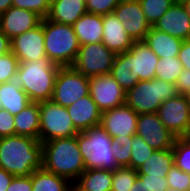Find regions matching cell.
<instances>
[{"label":"cell","instance_id":"6da1fadb","mask_svg":"<svg viewBox=\"0 0 190 191\" xmlns=\"http://www.w3.org/2000/svg\"><path fill=\"white\" fill-rule=\"evenodd\" d=\"M0 168L14 177L30 176L42 168V143L20 135L0 138Z\"/></svg>","mask_w":190,"mask_h":191},{"label":"cell","instance_id":"7a4b0ae2","mask_svg":"<svg viewBox=\"0 0 190 191\" xmlns=\"http://www.w3.org/2000/svg\"><path fill=\"white\" fill-rule=\"evenodd\" d=\"M42 168L73 184L86 170L77 135L42 142Z\"/></svg>","mask_w":190,"mask_h":191},{"label":"cell","instance_id":"3957f363","mask_svg":"<svg viewBox=\"0 0 190 191\" xmlns=\"http://www.w3.org/2000/svg\"><path fill=\"white\" fill-rule=\"evenodd\" d=\"M60 67L48 58L21 62L14 80L27 93L31 102L50 101Z\"/></svg>","mask_w":190,"mask_h":191},{"label":"cell","instance_id":"277c9868","mask_svg":"<svg viewBox=\"0 0 190 191\" xmlns=\"http://www.w3.org/2000/svg\"><path fill=\"white\" fill-rule=\"evenodd\" d=\"M77 143L86 170L104 169L114 171L120 167L112 152V137L101 125L79 132Z\"/></svg>","mask_w":190,"mask_h":191},{"label":"cell","instance_id":"5b68a950","mask_svg":"<svg viewBox=\"0 0 190 191\" xmlns=\"http://www.w3.org/2000/svg\"><path fill=\"white\" fill-rule=\"evenodd\" d=\"M46 57L61 67L72 66L80 48L72 25L43 19Z\"/></svg>","mask_w":190,"mask_h":191},{"label":"cell","instance_id":"8992f818","mask_svg":"<svg viewBox=\"0 0 190 191\" xmlns=\"http://www.w3.org/2000/svg\"><path fill=\"white\" fill-rule=\"evenodd\" d=\"M178 95L176 84L160 79L140 80L126 93V104L137 114L157 113L160 105Z\"/></svg>","mask_w":190,"mask_h":191},{"label":"cell","instance_id":"52a82bcc","mask_svg":"<svg viewBox=\"0 0 190 191\" xmlns=\"http://www.w3.org/2000/svg\"><path fill=\"white\" fill-rule=\"evenodd\" d=\"M39 109V140L41 143L51 139L76 136L79 133L73 125V121L66 107L50 100L39 102Z\"/></svg>","mask_w":190,"mask_h":191},{"label":"cell","instance_id":"ba28073f","mask_svg":"<svg viewBox=\"0 0 190 191\" xmlns=\"http://www.w3.org/2000/svg\"><path fill=\"white\" fill-rule=\"evenodd\" d=\"M87 95H89V77L72 66L60 67L51 101L67 108Z\"/></svg>","mask_w":190,"mask_h":191},{"label":"cell","instance_id":"9c48e42d","mask_svg":"<svg viewBox=\"0 0 190 191\" xmlns=\"http://www.w3.org/2000/svg\"><path fill=\"white\" fill-rule=\"evenodd\" d=\"M115 56L102 42L81 45L72 67L86 77L110 74Z\"/></svg>","mask_w":190,"mask_h":191},{"label":"cell","instance_id":"30bf717a","mask_svg":"<svg viewBox=\"0 0 190 191\" xmlns=\"http://www.w3.org/2000/svg\"><path fill=\"white\" fill-rule=\"evenodd\" d=\"M157 114L165 127L177 138L186 137L190 130V97L178 94L164 101Z\"/></svg>","mask_w":190,"mask_h":191},{"label":"cell","instance_id":"8fae6325","mask_svg":"<svg viewBox=\"0 0 190 191\" xmlns=\"http://www.w3.org/2000/svg\"><path fill=\"white\" fill-rule=\"evenodd\" d=\"M89 94L101 112L126 102V92L111 74L89 77Z\"/></svg>","mask_w":190,"mask_h":191},{"label":"cell","instance_id":"7c38bea8","mask_svg":"<svg viewBox=\"0 0 190 191\" xmlns=\"http://www.w3.org/2000/svg\"><path fill=\"white\" fill-rule=\"evenodd\" d=\"M136 134L153 149H172L175 137L160 120L157 113L138 114Z\"/></svg>","mask_w":190,"mask_h":191},{"label":"cell","instance_id":"4fadbf2b","mask_svg":"<svg viewBox=\"0 0 190 191\" xmlns=\"http://www.w3.org/2000/svg\"><path fill=\"white\" fill-rule=\"evenodd\" d=\"M133 41H144L151 29L139 0H121L113 11Z\"/></svg>","mask_w":190,"mask_h":191},{"label":"cell","instance_id":"5bb4252c","mask_svg":"<svg viewBox=\"0 0 190 191\" xmlns=\"http://www.w3.org/2000/svg\"><path fill=\"white\" fill-rule=\"evenodd\" d=\"M11 52L20 63L47 58L43 33V19L37 27L15 36L11 40Z\"/></svg>","mask_w":190,"mask_h":191},{"label":"cell","instance_id":"9a60e30c","mask_svg":"<svg viewBox=\"0 0 190 191\" xmlns=\"http://www.w3.org/2000/svg\"><path fill=\"white\" fill-rule=\"evenodd\" d=\"M138 114L126 103L102 112L100 125L113 138L136 134Z\"/></svg>","mask_w":190,"mask_h":191},{"label":"cell","instance_id":"2e32d148","mask_svg":"<svg viewBox=\"0 0 190 191\" xmlns=\"http://www.w3.org/2000/svg\"><path fill=\"white\" fill-rule=\"evenodd\" d=\"M41 20L35 12L12 6L0 14V30L12 40L15 36L37 27Z\"/></svg>","mask_w":190,"mask_h":191},{"label":"cell","instance_id":"e0dca14e","mask_svg":"<svg viewBox=\"0 0 190 191\" xmlns=\"http://www.w3.org/2000/svg\"><path fill=\"white\" fill-rule=\"evenodd\" d=\"M152 27L183 41L190 40V16L182 3L174 2Z\"/></svg>","mask_w":190,"mask_h":191},{"label":"cell","instance_id":"ac0fdd59","mask_svg":"<svg viewBox=\"0 0 190 191\" xmlns=\"http://www.w3.org/2000/svg\"><path fill=\"white\" fill-rule=\"evenodd\" d=\"M103 36L102 43L115 54L128 51L134 41L126 33L123 23L120 22L114 13L102 16Z\"/></svg>","mask_w":190,"mask_h":191},{"label":"cell","instance_id":"d6986e66","mask_svg":"<svg viewBox=\"0 0 190 191\" xmlns=\"http://www.w3.org/2000/svg\"><path fill=\"white\" fill-rule=\"evenodd\" d=\"M75 128L81 132L93 126L100 125L102 112L91 98L90 94L75 101L67 107Z\"/></svg>","mask_w":190,"mask_h":191},{"label":"cell","instance_id":"ffe728a7","mask_svg":"<svg viewBox=\"0 0 190 191\" xmlns=\"http://www.w3.org/2000/svg\"><path fill=\"white\" fill-rule=\"evenodd\" d=\"M129 51L133 54L134 79H154L160 58L153 50L144 41H134Z\"/></svg>","mask_w":190,"mask_h":191},{"label":"cell","instance_id":"44dd1931","mask_svg":"<svg viewBox=\"0 0 190 191\" xmlns=\"http://www.w3.org/2000/svg\"><path fill=\"white\" fill-rule=\"evenodd\" d=\"M86 13L85 0H51L46 18L57 23L73 25Z\"/></svg>","mask_w":190,"mask_h":191},{"label":"cell","instance_id":"7402d4cb","mask_svg":"<svg viewBox=\"0 0 190 191\" xmlns=\"http://www.w3.org/2000/svg\"><path fill=\"white\" fill-rule=\"evenodd\" d=\"M144 42L159 58H172L178 56L183 40L151 27Z\"/></svg>","mask_w":190,"mask_h":191},{"label":"cell","instance_id":"603a6c76","mask_svg":"<svg viewBox=\"0 0 190 191\" xmlns=\"http://www.w3.org/2000/svg\"><path fill=\"white\" fill-rule=\"evenodd\" d=\"M72 27L80 46L102 42L103 21L101 15L86 13L82 15Z\"/></svg>","mask_w":190,"mask_h":191},{"label":"cell","instance_id":"cb8c5ba5","mask_svg":"<svg viewBox=\"0 0 190 191\" xmlns=\"http://www.w3.org/2000/svg\"><path fill=\"white\" fill-rule=\"evenodd\" d=\"M16 135L39 140L40 109L39 102L29 103L21 112L14 116Z\"/></svg>","mask_w":190,"mask_h":191},{"label":"cell","instance_id":"d4e9b609","mask_svg":"<svg viewBox=\"0 0 190 191\" xmlns=\"http://www.w3.org/2000/svg\"><path fill=\"white\" fill-rule=\"evenodd\" d=\"M0 100L2 109L9 111L13 116L31 103L27 93L15 80L0 83Z\"/></svg>","mask_w":190,"mask_h":191},{"label":"cell","instance_id":"484cf974","mask_svg":"<svg viewBox=\"0 0 190 191\" xmlns=\"http://www.w3.org/2000/svg\"><path fill=\"white\" fill-rule=\"evenodd\" d=\"M112 171L104 169L85 170L72 184L77 191H111Z\"/></svg>","mask_w":190,"mask_h":191},{"label":"cell","instance_id":"4316f807","mask_svg":"<svg viewBox=\"0 0 190 191\" xmlns=\"http://www.w3.org/2000/svg\"><path fill=\"white\" fill-rule=\"evenodd\" d=\"M110 74L126 93L140 81L134 79L133 54L129 50L116 54Z\"/></svg>","mask_w":190,"mask_h":191},{"label":"cell","instance_id":"83f0119b","mask_svg":"<svg viewBox=\"0 0 190 191\" xmlns=\"http://www.w3.org/2000/svg\"><path fill=\"white\" fill-rule=\"evenodd\" d=\"M174 165V153L172 149L154 150L137 174H149L150 176L166 177L170 168Z\"/></svg>","mask_w":190,"mask_h":191},{"label":"cell","instance_id":"f1b7e54d","mask_svg":"<svg viewBox=\"0 0 190 191\" xmlns=\"http://www.w3.org/2000/svg\"><path fill=\"white\" fill-rule=\"evenodd\" d=\"M32 191H67L71 186L66 178L41 168L31 174Z\"/></svg>","mask_w":190,"mask_h":191},{"label":"cell","instance_id":"f546056e","mask_svg":"<svg viewBox=\"0 0 190 191\" xmlns=\"http://www.w3.org/2000/svg\"><path fill=\"white\" fill-rule=\"evenodd\" d=\"M183 70V65L178 56L160 58L156 67L155 78L176 84Z\"/></svg>","mask_w":190,"mask_h":191},{"label":"cell","instance_id":"4dcf8cb0","mask_svg":"<svg viewBox=\"0 0 190 191\" xmlns=\"http://www.w3.org/2000/svg\"><path fill=\"white\" fill-rule=\"evenodd\" d=\"M145 18L153 26L170 8L174 0H139Z\"/></svg>","mask_w":190,"mask_h":191},{"label":"cell","instance_id":"1f68e13d","mask_svg":"<svg viewBox=\"0 0 190 191\" xmlns=\"http://www.w3.org/2000/svg\"><path fill=\"white\" fill-rule=\"evenodd\" d=\"M155 149L150 147L143 139L137 134L132 136L131 142V158L130 167L137 170L143 163L150 158Z\"/></svg>","mask_w":190,"mask_h":191},{"label":"cell","instance_id":"d6a6232c","mask_svg":"<svg viewBox=\"0 0 190 191\" xmlns=\"http://www.w3.org/2000/svg\"><path fill=\"white\" fill-rule=\"evenodd\" d=\"M132 136H115L112 138V152L120 167H130Z\"/></svg>","mask_w":190,"mask_h":191},{"label":"cell","instance_id":"836d02e7","mask_svg":"<svg viewBox=\"0 0 190 191\" xmlns=\"http://www.w3.org/2000/svg\"><path fill=\"white\" fill-rule=\"evenodd\" d=\"M137 176V170L128 166L119 167L112 171L111 191H130Z\"/></svg>","mask_w":190,"mask_h":191},{"label":"cell","instance_id":"e575fe53","mask_svg":"<svg viewBox=\"0 0 190 191\" xmlns=\"http://www.w3.org/2000/svg\"><path fill=\"white\" fill-rule=\"evenodd\" d=\"M172 150L174 165L190 174V141L186 137L176 138Z\"/></svg>","mask_w":190,"mask_h":191},{"label":"cell","instance_id":"d590c367","mask_svg":"<svg viewBox=\"0 0 190 191\" xmlns=\"http://www.w3.org/2000/svg\"><path fill=\"white\" fill-rule=\"evenodd\" d=\"M19 63V60L12 52L0 55V83L15 79Z\"/></svg>","mask_w":190,"mask_h":191},{"label":"cell","instance_id":"8d00e7d4","mask_svg":"<svg viewBox=\"0 0 190 191\" xmlns=\"http://www.w3.org/2000/svg\"><path fill=\"white\" fill-rule=\"evenodd\" d=\"M168 187L178 191H190V174L173 165L166 175Z\"/></svg>","mask_w":190,"mask_h":191},{"label":"cell","instance_id":"74e56055","mask_svg":"<svg viewBox=\"0 0 190 191\" xmlns=\"http://www.w3.org/2000/svg\"><path fill=\"white\" fill-rule=\"evenodd\" d=\"M51 0H13V6L30 10L42 19L49 14Z\"/></svg>","mask_w":190,"mask_h":191},{"label":"cell","instance_id":"f35d334b","mask_svg":"<svg viewBox=\"0 0 190 191\" xmlns=\"http://www.w3.org/2000/svg\"><path fill=\"white\" fill-rule=\"evenodd\" d=\"M87 13L106 15L113 13L121 0H85Z\"/></svg>","mask_w":190,"mask_h":191},{"label":"cell","instance_id":"ab89813d","mask_svg":"<svg viewBox=\"0 0 190 191\" xmlns=\"http://www.w3.org/2000/svg\"><path fill=\"white\" fill-rule=\"evenodd\" d=\"M16 135L14 116L5 109H0V138Z\"/></svg>","mask_w":190,"mask_h":191},{"label":"cell","instance_id":"60d3db41","mask_svg":"<svg viewBox=\"0 0 190 191\" xmlns=\"http://www.w3.org/2000/svg\"><path fill=\"white\" fill-rule=\"evenodd\" d=\"M142 181H146L151 191H166L168 182L166 177L150 176L149 174H138Z\"/></svg>","mask_w":190,"mask_h":191},{"label":"cell","instance_id":"b9f144b4","mask_svg":"<svg viewBox=\"0 0 190 191\" xmlns=\"http://www.w3.org/2000/svg\"><path fill=\"white\" fill-rule=\"evenodd\" d=\"M7 191H32L31 175L13 177Z\"/></svg>","mask_w":190,"mask_h":191},{"label":"cell","instance_id":"7bdbcfd3","mask_svg":"<svg viewBox=\"0 0 190 191\" xmlns=\"http://www.w3.org/2000/svg\"><path fill=\"white\" fill-rule=\"evenodd\" d=\"M178 94L190 95V70L184 69L176 83Z\"/></svg>","mask_w":190,"mask_h":191},{"label":"cell","instance_id":"ee69618b","mask_svg":"<svg viewBox=\"0 0 190 191\" xmlns=\"http://www.w3.org/2000/svg\"><path fill=\"white\" fill-rule=\"evenodd\" d=\"M178 58L180 59L183 68L190 70V40L183 41Z\"/></svg>","mask_w":190,"mask_h":191},{"label":"cell","instance_id":"f6af8a7d","mask_svg":"<svg viewBox=\"0 0 190 191\" xmlns=\"http://www.w3.org/2000/svg\"><path fill=\"white\" fill-rule=\"evenodd\" d=\"M13 177L12 174L0 168V191H7Z\"/></svg>","mask_w":190,"mask_h":191},{"label":"cell","instance_id":"bcb514c9","mask_svg":"<svg viewBox=\"0 0 190 191\" xmlns=\"http://www.w3.org/2000/svg\"><path fill=\"white\" fill-rule=\"evenodd\" d=\"M11 52V40L0 30V55Z\"/></svg>","mask_w":190,"mask_h":191},{"label":"cell","instance_id":"7dc6e473","mask_svg":"<svg viewBox=\"0 0 190 191\" xmlns=\"http://www.w3.org/2000/svg\"><path fill=\"white\" fill-rule=\"evenodd\" d=\"M130 191H151V190L148 187L146 181H142V179L139 176H137Z\"/></svg>","mask_w":190,"mask_h":191},{"label":"cell","instance_id":"c3c4849f","mask_svg":"<svg viewBox=\"0 0 190 191\" xmlns=\"http://www.w3.org/2000/svg\"><path fill=\"white\" fill-rule=\"evenodd\" d=\"M13 6V0H0V14Z\"/></svg>","mask_w":190,"mask_h":191},{"label":"cell","instance_id":"681fc988","mask_svg":"<svg viewBox=\"0 0 190 191\" xmlns=\"http://www.w3.org/2000/svg\"><path fill=\"white\" fill-rule=\"evenodd\" d=\"M182 5L184 6L185 10L187 11L188 15L190 16V0L183 2Z\"/></svg>","mask_w":190,"mask_h":191},{"label":"cell","instance_id":"f907efd6","mask_svg":"<svg viewBox=\"0 0 190 191\" xmlns=\"http://www.w3.org/2000/svg\"><path fill=\"white\" fill-rule=\"evenodd\" d=\"M67 191H77L76 188L72 185Z\"/></svg>","mask_w":190,"mask_h":191},{"label":"cell","instance_id":"816d5d0a","mask_svg":"<svg viewBox=\"0 0 190 191\" xmlns=\"http://www.w3.org/2000/svg\"><path fill=\"white\" fill-rule=\"evenodd\" d=\"M185 1H188V0H174V2H176V3H183Z\"/></svg>","mask_w":190,"mask_h":191},{"label":"cell","instance_id":"f5cc1de1","mask_svg":"<svg viewBox=\"0 0 190 191\" xmlns=\"http://www.w3.org/2000/svg\"><path fill=\"white\" fill-rule=\"evenodd\" d=\"M166 191H178V190L168 187V188L166 189Z\"/></svg>","mask_w":190,"mask_h":191},{"label":"cell","instance_id":"db71d44e","mask_svg":"<svg viewBox=\"0 0 190 191\" xmlns=\"http://www.w3.org/2000/svg\"><path fill=\"white\" fill-rule=\"evenodd\" d=\"M186 138L190 141V130H189V132H188Z\"/></svg>","mask_w":190,"mask_h":191}]
</instances>
